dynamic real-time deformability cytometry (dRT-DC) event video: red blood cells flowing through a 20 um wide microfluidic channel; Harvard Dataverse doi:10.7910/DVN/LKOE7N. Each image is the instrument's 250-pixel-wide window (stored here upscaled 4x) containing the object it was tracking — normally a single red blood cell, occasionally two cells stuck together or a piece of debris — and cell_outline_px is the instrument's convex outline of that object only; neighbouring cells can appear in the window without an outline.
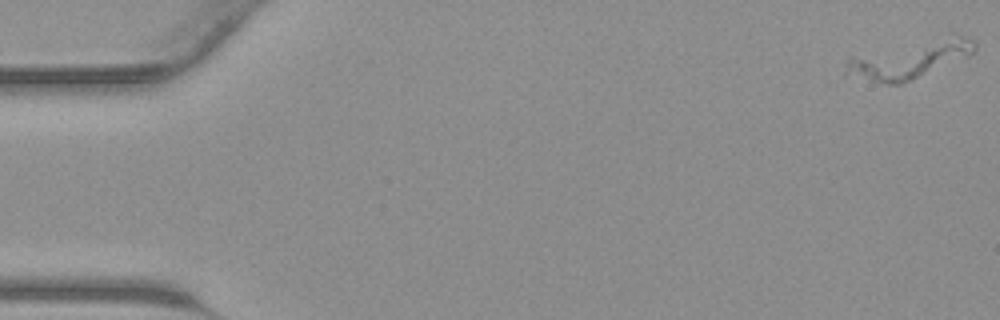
{"species": "common noctule bat (a hibernating species)", "species_latin": "Nyctalus noctula", "temperature_condition": "warm", "stored_images_in_passage": 45, "camera_frame_rate_fps": 3000, "um_per_image_px": 0.085, "animal": {"sex": "male", "body_mass_g": 23.1, "forearm_length_mm": 52.7}, "frame": {"image": 1, "passage_image": 1, "time_ms": 0.0, "image_size_px": [1000, 320], "cell_outline_px": [[976, 52], [968, 56], [904, 84], [888, 84], [872, 80], [844, 72], [844, 64], [848, 56], [948, 32], [952, 32], [972, 40], [976, 44]], "centroid_in_image_um": [77.35, 4.98], "position_along_channel_um": 7.6, "area_um2": 29.19}}
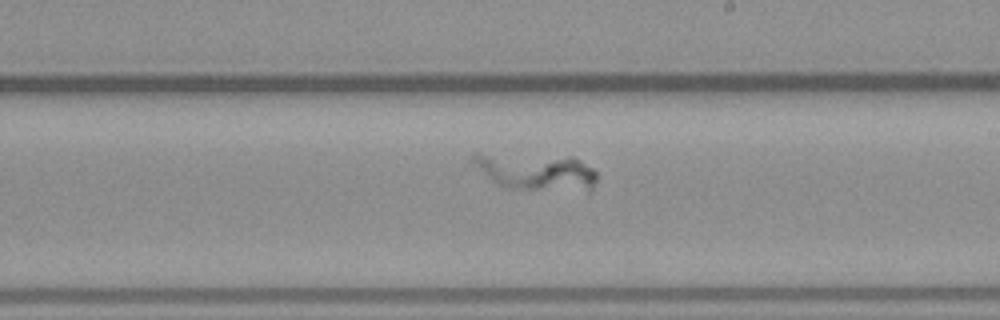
{"frame": {"image": 2, "passage_image": 26, "time_ms": 8.333, "image_size_px": [1000, 320], "cell_outline_px": [[596, 180], [592, 188], [588, 192], [524, 188], [500, 184], [492, 180], [468, 164], [472, 152], [476, 152], [572, 156], [580, 160], [592, 168], [596, 172]], "centroid_in_image_um": [45.51, 14.54], "position_along_channel_um": 243.5, "area_um2": 27.22}}
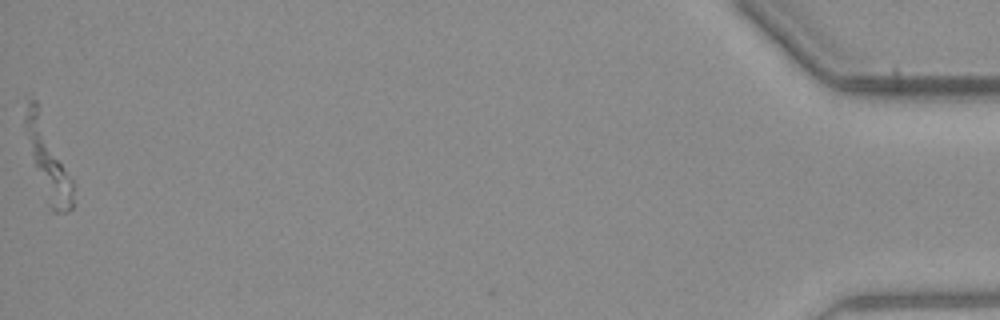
{"frame": {"image": 3, "passage_image": 45, "time_ms": 14.667, "image_size_px": [1000, 320], "cell_outline_px": [[72, 208], [68, 212], [52, 212], [32, 152], [16, 100], [28, 92], [32, 92], [36, 100], [72, 180]], "centroid_in_image_um": [3.94, 13.22], "position_along_channel_um": 431.3, "area_um2": 21.27}}